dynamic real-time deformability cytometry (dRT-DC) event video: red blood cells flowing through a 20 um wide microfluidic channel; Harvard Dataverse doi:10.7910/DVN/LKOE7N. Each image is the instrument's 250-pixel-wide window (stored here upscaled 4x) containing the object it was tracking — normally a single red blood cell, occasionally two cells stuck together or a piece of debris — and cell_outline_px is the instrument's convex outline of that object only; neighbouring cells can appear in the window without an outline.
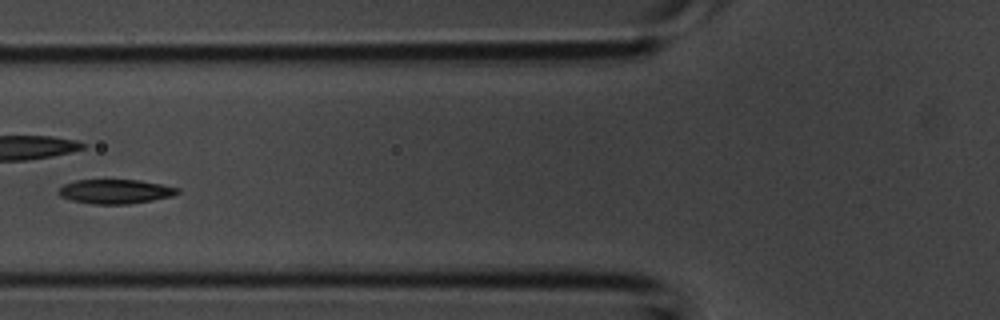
{"species": "common noctule bat (a hibernating species)", "species_latin": "Nyctalus noctula", "temperature_condition": "room temperature", "stored_images_in_passage": 37, "camera_frame_rate_fps": 3000, "um_per_image_px": 0.085, "animal": {"sex": "male", "body_mass_g": 20.1, "forearm_length_mm": 53.5}, "frame": {"image": 1, "passage_image": 11, "time_ms": 3.333, "image_size_px": [1000, 320], "cell_outline_px": [[180, 192], [172, 196], [152, 200], [128, 204], [92, 204], [72, 200], [60, 196], [56, 192], [64, 184], [76, 180], [140, 180], [180, 188]], "centroid_in_image_um": [9.8, 16.27], "position_along_channel_um": 116.0, "area_um2": 16.82}}
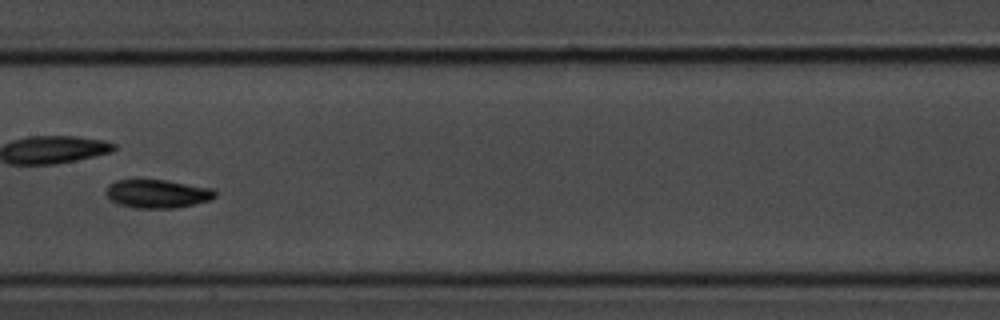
{"frame": {"image": 2, "passage_image": 16, "time_ms": 5.0, "image_size_px": [1000, 320], "cell_outline_px": [[216, 196], [208, 200], [192, 204], [172, 208], [136, 208], [120, 204], [112, 200], [108, 196], [108, 184], [116, 180], [164, 180], [212, 188], [216, 192]], "centroid_in_image_um": [13.39, 16.46], "position_along_channel_um": 194.0, "area_um2": 17.63}}